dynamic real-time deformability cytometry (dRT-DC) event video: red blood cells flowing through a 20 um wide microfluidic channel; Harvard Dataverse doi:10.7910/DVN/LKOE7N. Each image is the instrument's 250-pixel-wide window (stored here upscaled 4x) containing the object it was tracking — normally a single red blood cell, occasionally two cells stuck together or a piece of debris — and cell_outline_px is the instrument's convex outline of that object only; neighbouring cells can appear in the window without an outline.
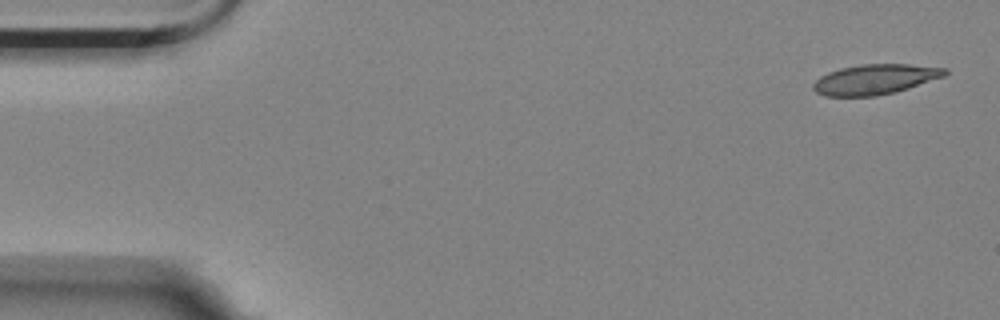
{"species": "Egyptian fruit bat (a non-hibernating species)", "species_latin": "Rousettus aegyptiacus", "temperature_condition": "room temperature", "stored_images_in_passage": 5, "camera_frame_rate_fps": 3000, "um_per_image_px": 0.085, "animal": {"sex": "female"}, "frame": {"image": 1, "passage_image": 1, "time_ms": 0.0, "image_size_px": [1000, 320], "cell_outline_px": [[948, 72], [944, 76], [896, 92], [876, 96], [824, 96], [816, 92], [812, 88], [812, 84], [820, 76], [828, 72], [840, 68], [860, 64], [908, 64], [948, 68]], "centroid_in_image_um": [74.36, 6.74], "position_along_channel_um": 10.6, "area_um2": 23.18}}
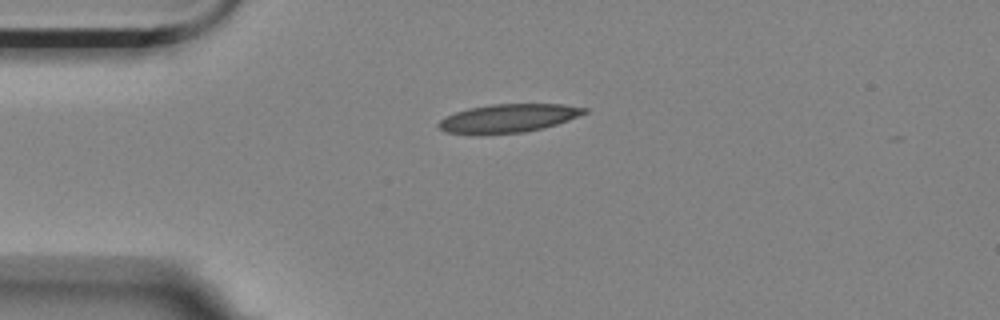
{"frame": {"image": 2, "passage_image": 4, "time_ms": 1.0, "image_size_px": [1000, 320], "cell_outline_px": [[588, 112], [568, 120], [544, 128], [524, 132], [480, 136], [472, 136], [444, 132], [436, 124], [444, 116], [468, 108], [492, 104], [564, 104], [588, 108]], "centroid_in_image_um": [43.14, 10.08], "position_along_channel_um": 41.9, "area_um2": 24.8}}